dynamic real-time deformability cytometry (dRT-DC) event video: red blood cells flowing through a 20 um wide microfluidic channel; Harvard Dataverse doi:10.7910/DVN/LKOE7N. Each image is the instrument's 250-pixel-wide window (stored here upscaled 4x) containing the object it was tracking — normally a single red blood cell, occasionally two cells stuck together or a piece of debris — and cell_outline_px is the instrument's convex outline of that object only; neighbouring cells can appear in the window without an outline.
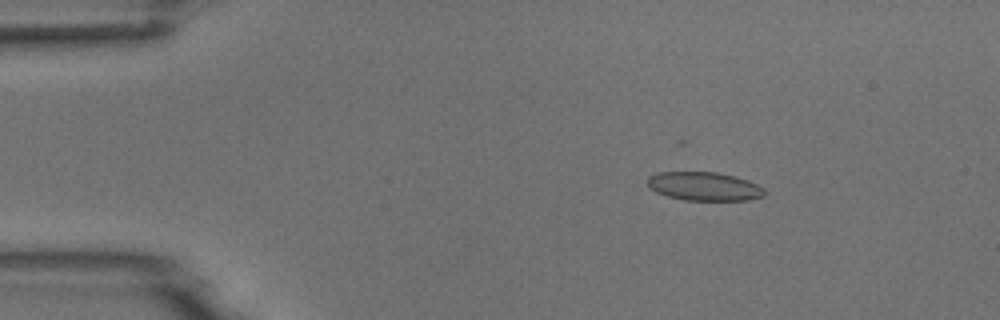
{"species": "common noctule bat (a hibernating species)", "species_latin": "Nyctalus noctula", "temperature_condition": "room temperature", "stored_images_in_passage": 4, "camera_frame_rate_fps": 3000, "um_per_image_px": 0.085, "animal": {"sex": "male", "body_mass_g": 18.8}, "frame": {"image": 1, "passage_image": 2, "time_ms": 1.0, "image_size_px": [1000, 320], "cell_outline_px": [[768, 192], [764, 196], [748, 200], [684, 200], [668, 196], [656, 192], [648, 188], [648, 176], [656, 172], [716, 172], [748, 180], [764, 188]], "centroid_in_image_um": [59.85, 15.84], "position_along_channel_um": 25.1, "area_um2": 19.59}}